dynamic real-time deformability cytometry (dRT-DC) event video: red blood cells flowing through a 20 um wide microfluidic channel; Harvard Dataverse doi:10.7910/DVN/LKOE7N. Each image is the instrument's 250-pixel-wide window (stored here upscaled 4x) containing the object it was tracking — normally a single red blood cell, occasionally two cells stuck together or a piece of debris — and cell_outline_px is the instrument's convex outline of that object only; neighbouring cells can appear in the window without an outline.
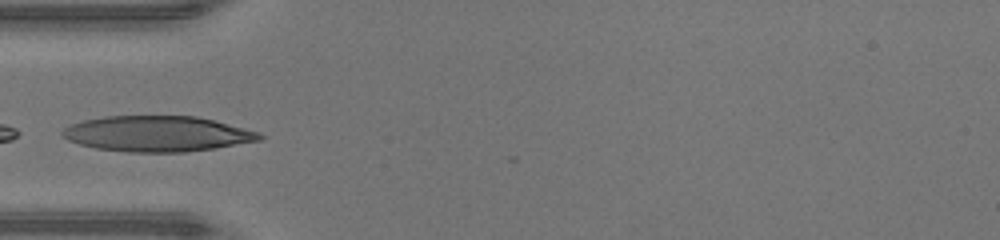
{"species": "human", "species_latin": "Homo sapiens", "temperature_condition": "warm", "stored_images_in_passage": 25, "camera_frame_rate_fps": 3000, "um_per_image_px": 0.085, "donor": {"sex": "male"}, "frame": {"image": 1, "passage_image": 1, "time_ms": 0.0, "image_size_px": [1000, 240], "cell_outline_px": [[264, 136], [260, 140], [216, 148], [184, 152], [128, 152], [96, 148], [80, 144], [68, 140], [60, 132], [64, 128], [72, 124], [84, 120], [104, 116], [196, 116], [260, 132]], "centroid_in_image_um": [13.36, 11.37], "position_along_channel_um": 71.6, "area_um2": 40.69}}
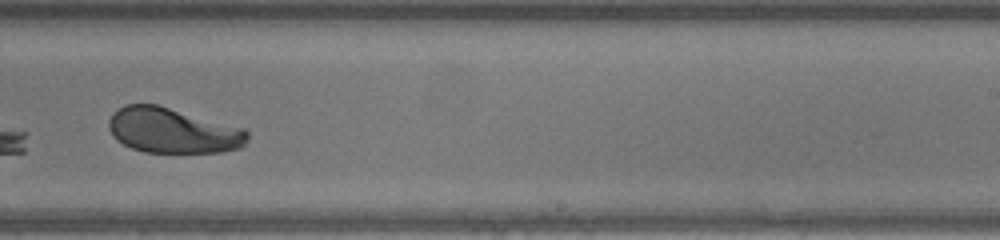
{"frame": {"image": 2, "passage_image": 15, "time_ms": 4.667, "image_size_px": [1000, 240], "cell_outline_px": [[248, 140], [240, 148], [220, 152], [144, 152], [132, 148], [116, 140], [112, 136], [108, 128], [108, 120], [112, 112], [124, 104], [156, 104], [244, 128], [248, 132]], "centroid_in_image_um": [14.65, 11.09], "position_along_channel_um": 274.4, "area_um2": 36.65}}
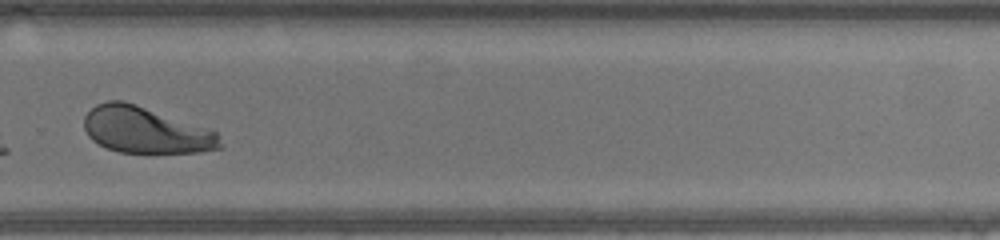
{"frame": {"image": 3, "passage_image": 18, "time_ms": 5.667, "image_size_px": [1000, 240], "cell_outline_px": [[224, 148], [200, 152], [120, 152], [108, 148], [92, 140], [88, 136], [84, 128], [84, 116], [96, 104], [108, 100], [124, 100], [208, 128], [216, 132], [224, 144]], "centroid_in_image_um": [12.4, 11.05], "position_along_channel_um": 317.4, "area_um2": 36.7}}